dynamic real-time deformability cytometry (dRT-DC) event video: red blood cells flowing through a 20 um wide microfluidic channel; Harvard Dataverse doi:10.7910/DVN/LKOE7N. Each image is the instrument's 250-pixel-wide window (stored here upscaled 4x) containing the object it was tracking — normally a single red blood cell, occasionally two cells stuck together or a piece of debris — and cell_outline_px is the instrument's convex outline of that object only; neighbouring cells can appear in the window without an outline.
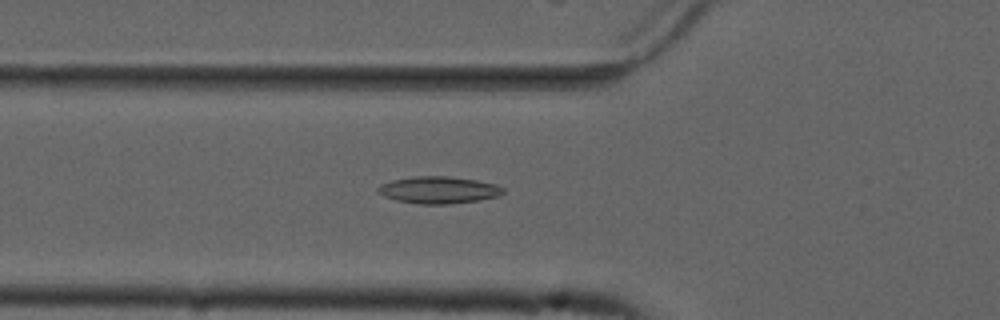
{"species": "common noctule bat (a hibernating species)", "species_latin": "Nyctalus noctula", "temperature_condition": "cold", "stored_images_in_passage": 56, "camera_frame_rate_fps": 3000, "um_per_image_px": 0.085, "animal": {"sex": "male", "forearm_length_mm": 52.5}, "frame": {"image": 1, "passage_image": 20, "time_ms": 6.333, "image_size_px": [1000, 320], "cell_outline_px": [[504, 192], [500, 196], [480, 200], [452, 204], [420, 204], [396, 200], [384, 196], [376, 192], [376, 188], [380, 184], [392, 180], [412, 176], [448, 176], [476, 180], [496, 184], [504, 188]], "centroid_in_image_um": [37.28, 16.15], "position_along_channel_um": 88.5, "area_um2": 19.94}}
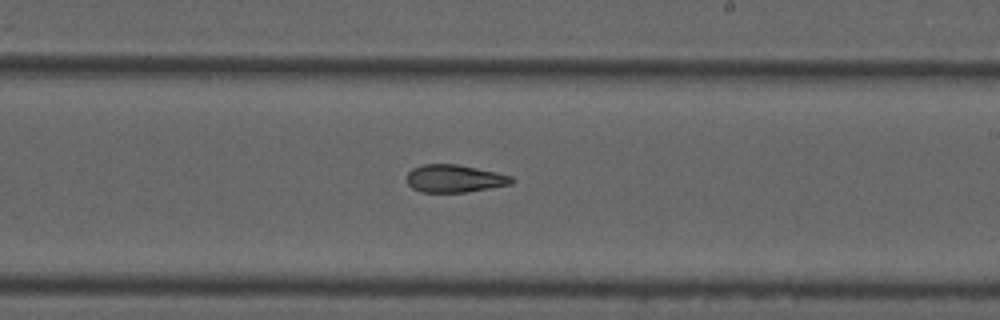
{"frame": {"image": 2, "passage_image": 33, "time_ms": 10.667, "image_size_px": [1000, 320], "cell_outline_px": [[516, 180], [512, 184], [468, 192], [420, 192], [412, 188], [408, 184], [408, 172], [412, 168], [424, 164], [456, 164], [496, 172], [512, 176]], "centroid_in_image_um": [38.65, 15.18], "position_along_channel_um": 250.3, "area_um2": 16.94}}
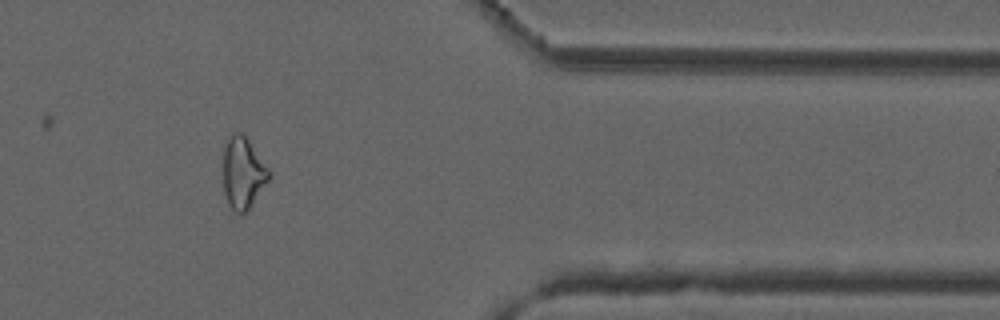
{"frame": {"image": 3, "passage_image": 46, "time_ms": 15.0, "image_size_px": [1000, 320], "cell_outline_px": [[272, 176], [248, 212], [232, 216], [224, 192], [224, 148], [228, 136], [232, 132], [240, 132], [248, 140], [268, 168]], "centroid_in_image_um": [20.65, 14.79], "position_along_channel_um": 390.7, "area_um2": 19.48}, "authors_computed_cell_mechanics": {"area_um2": 18.9873, "velocity_mm_per_s": 3.7284, "shape_relaxation_time_tau1_ms": null, "shape_relaxation_time_tau2_ms": 7.3635, "deformation_change_tau1": null, "deformation_change_tau2": 0.1787}}